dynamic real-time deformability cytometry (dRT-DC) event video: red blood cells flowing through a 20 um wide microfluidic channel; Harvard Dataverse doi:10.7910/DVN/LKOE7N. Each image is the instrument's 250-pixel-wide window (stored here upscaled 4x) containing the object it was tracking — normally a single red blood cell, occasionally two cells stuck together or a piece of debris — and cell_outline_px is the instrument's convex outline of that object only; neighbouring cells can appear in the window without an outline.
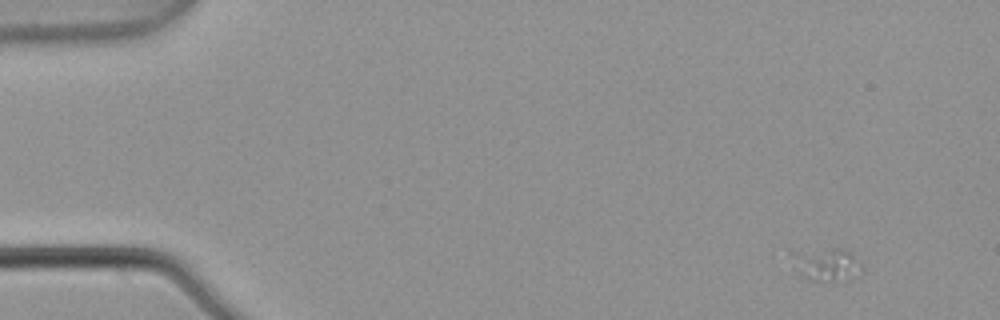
{"species": "common noctule bat (a hibernating species)", "species_latin": "Nyctalus noctula", "temperature_condition": "warm", "stored_images_in_passage": 3, "camera_frame_rate_fps": 3000, "um_per_image_px": 0.085, "animal": {"sex": "male", "body_mass_g": 21.5, "forearm_length_mm": 52.0}, "frame": {"image": 1, "passage_image": 1, "time_ms": 0.0, "image_size_px": [1000, 320], "cell_outline_px": [[864, 272], [832, 280], [808, 280], [792, 268], [788, 252], [832, 248], [844, 248], [852, 252], [864, 264]], "centroid_in_image_um": [70.2, 22.42], "position_along_channel_um": 14.8, "area_um2": 13.76}}